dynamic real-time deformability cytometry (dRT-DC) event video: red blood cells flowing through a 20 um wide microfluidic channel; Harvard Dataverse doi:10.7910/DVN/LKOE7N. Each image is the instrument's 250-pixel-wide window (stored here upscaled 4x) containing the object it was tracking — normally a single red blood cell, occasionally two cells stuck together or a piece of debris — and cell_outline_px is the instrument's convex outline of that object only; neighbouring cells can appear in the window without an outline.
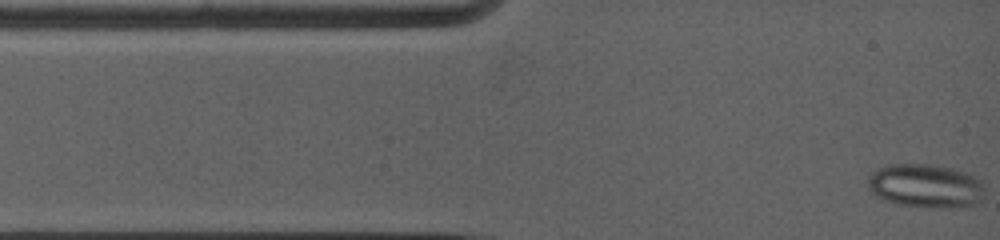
{"species": "common noctule bat (a hibernating species)", "species_latin": "Nyctalus noctula", "temperature_condition": "warm", "stored_images_in_passage": 65, "camera_frame_rate_fps": 5000, "um_per_image_px": 0.085, "animal": {"sex": "female", "body_mass_g": 19.0, "forearm_length_mm": 53.3}, "frame": {"image": 1, "passage_image": 1, "time_ms": 0.0, "image_size_px": [1000, 240], "cell_outline_px": [[984, 196], [976, 204], [960, 208], [928, 208], [896, 204], [880, 200], [868, 188], [868, 176], [872, 172], [888, 164], [932, 164], [952, 168], [964, 172], [980, 180]], "centroid_in_image_um": [78.64, 15.82], "position_along_channel_um": 6.4, "area_um2": 30.17}}
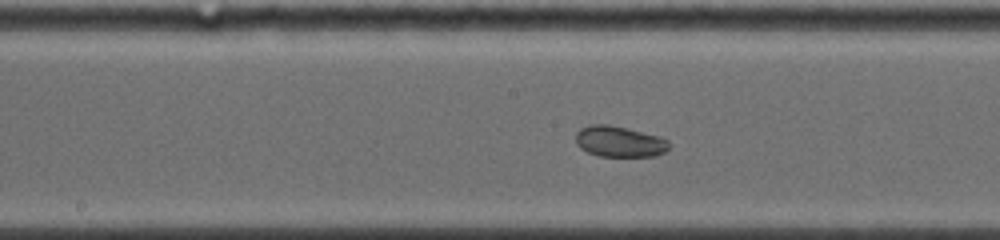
{"frame": {"image": 2, "passage_image": 32, "time_ms": 6.2, "image_size_px": [1000, 240], "cell_outline_px": [[668, 148], [664, 152], [656, 156], [600, 156], [588, 152], [580, 148], [576, 144], [576, 132], [580, 128], [588, 124], [608, 124], [628, 128], [660, 136], [668, 140]], "centroid_in_image_um": [52.63, 12.01], "position_along_channel_um": 195.6, "area_um2": 16.94}}
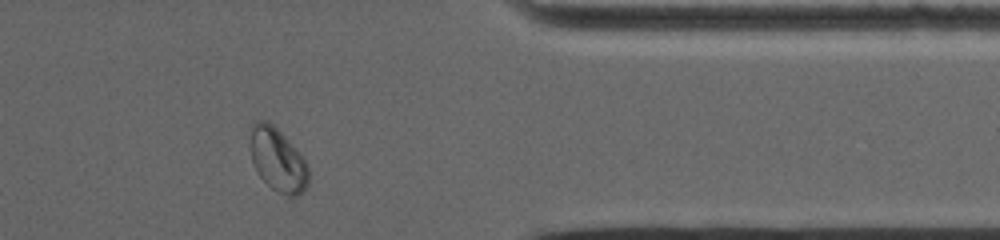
{"frame": {"image": 3, "passage_image": 59, "time_ms": 11.6, "image_size_px": [1000, 240], "cell_outline_px": [[308, 184], [304, 192], [296, 196], [288, 196], [272, 188], [256, 172], [252, 160], [252, 124], [256, 120], [264, 120], [272, 124], [288, 140], [304, 160], [308, 168]], "centroid_in_image_um": [23.62, 13.61], "position_along_channel_um": 387.8, "area_um2": 20.92}, "authors_computed_cell_mechanics": {"area_um2": 19.7676, "velocity_mm_per_s": 3.8451, "shape_relaxation_time_tau1_ms": null, "shape_relaxation_time_tau2_ms": 1.3725, "deformation_change_tau1": null, "deformation_change_tau2": 0.0361}}